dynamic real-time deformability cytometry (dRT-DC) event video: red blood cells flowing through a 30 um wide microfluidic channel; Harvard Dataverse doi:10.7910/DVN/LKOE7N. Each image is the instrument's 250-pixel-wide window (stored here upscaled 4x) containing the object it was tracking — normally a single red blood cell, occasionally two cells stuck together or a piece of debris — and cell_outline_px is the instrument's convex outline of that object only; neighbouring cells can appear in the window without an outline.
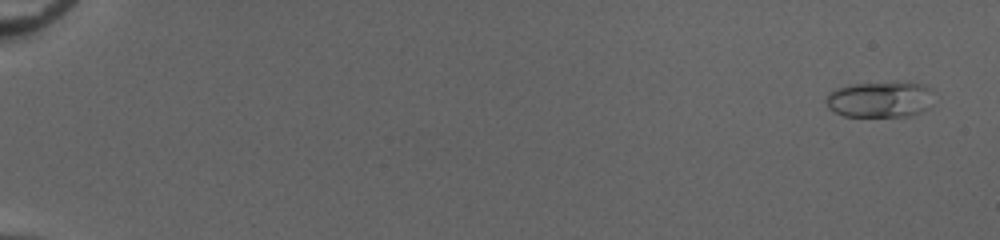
{"species": "common noctule bat (a hibernating species)", "species_latin": "Nyctalus noctula", "temperature_condition": "cold", "stored_images_in_passage": 54, "camera_frame_rate_fps": 3000, "um_per_image_px": 0.085, "animal": {"sex": "female", "body_mass_g": 20.0, "forearm_length_mm": 54.0}, "frame": {"image": 1, "passage_image": 3, "time_ms": 0.667, "image_size_px": [1000, 240], "cell_outline_px": [[932, 88], [928, 108], [912, 116], [844, 116], [828, 108], [824, 100], [828, 92], [836, 88], [852, 84], [896, 80], [924, 84]], "centroid_in_image_um": [74.78, 8.41], "position_along_channel_um": 10.2, "area_um2": 23.18}}
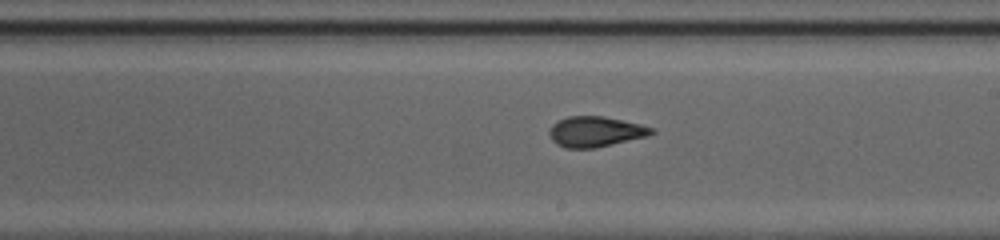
{"frame": {"image": 2, "passage_image": 34, "time_ms": 11.0, "image_size_px": [1000, 240], "cell_outline_px": [[656, 132], [648, 136], [596, 148], [564, 148], [556, 144], [552, 140], [548, 132], [552, 124], [568, 116], [604, 116], [640, 124], [656, 128]], "centroid_in_image_um": [50.63, 11.19], "position_along_channel_um": 238.4, "area_um2": 18.26}}
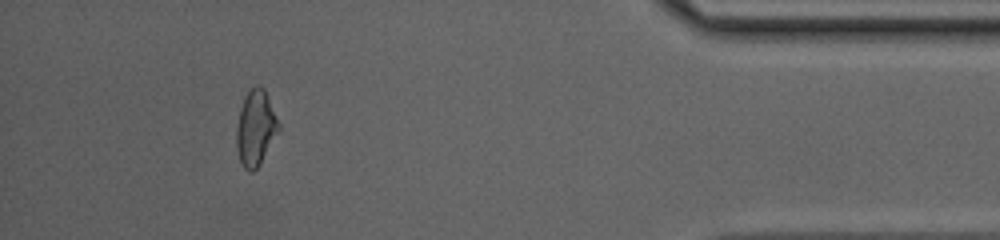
{"frame": {"image": 3, "passage_image": 50, "time_ms": 16.333, "image_size_px": [1000, 240], "cell_outline_px": [[280, 128], [260, 164], [252, 172], [248, 172], [244, 168], [240, 160], [236, 148], [236, 128], [240, 108], [244, 96], [256, 84], [260, 84], [264, 88], [280, 124]], "centroid_in_image_um": [21.72, 10.87], "position_along_channel_um": 413.5, "area_um2": 18.55}, "authors_computed_cell_mechanics": {"area_um2": 18.5249, "velocity_mm_per_s": 4.0883, "shape_relaxation_time_tau1_ms": null, "shape_relaxation_time_tau2_ms": 1.6461, "deformation_change_tau1": null, "deformation_change_tau2": 0.0665}}